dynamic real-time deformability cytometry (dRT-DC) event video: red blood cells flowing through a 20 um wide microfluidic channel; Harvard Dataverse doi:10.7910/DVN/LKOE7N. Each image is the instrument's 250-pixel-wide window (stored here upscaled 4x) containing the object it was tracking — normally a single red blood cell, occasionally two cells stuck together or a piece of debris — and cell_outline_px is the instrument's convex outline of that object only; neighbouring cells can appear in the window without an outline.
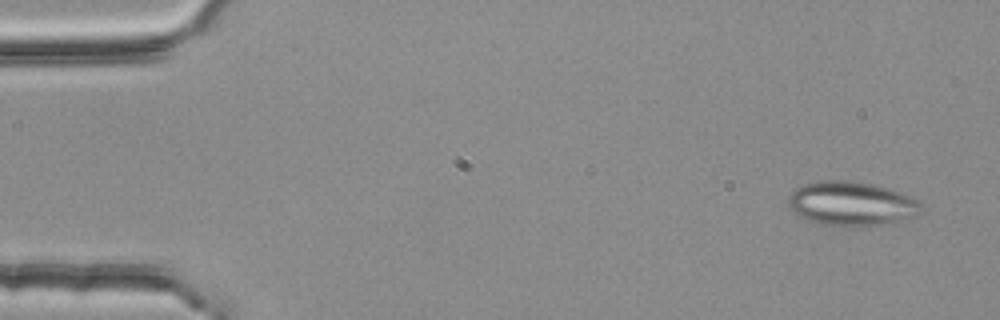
{"species": "common noctule bat (a hibernating species)", "species_latin": "Nyctalus noctula", "temperature_condition": "room temperature", "stored_images_in_passage": 4, "camera_frame_rate_fps": 3000, "um_per_image_px": 0.085, "animal": {"sex": "female", "body_mass_g": 25.1}, "frame": {"image": 1, "passage_image": 1, "time_ms": 0.0, "image_size_px": [1000, 320], "cell_outline_px": [[924, 212], [916, 216], [880, 224], [820, 224], [808, 220], [792, 212], [788, 204], [788, 196], [796, 188], [804, 184], [820, 180], [852, 180], [876, 184], [912, 196], [920, 200]], "centroid_in_image_um": [72.4, 17.26], "position_along_channel_um": 12.6, "area_um2": 34.04}}